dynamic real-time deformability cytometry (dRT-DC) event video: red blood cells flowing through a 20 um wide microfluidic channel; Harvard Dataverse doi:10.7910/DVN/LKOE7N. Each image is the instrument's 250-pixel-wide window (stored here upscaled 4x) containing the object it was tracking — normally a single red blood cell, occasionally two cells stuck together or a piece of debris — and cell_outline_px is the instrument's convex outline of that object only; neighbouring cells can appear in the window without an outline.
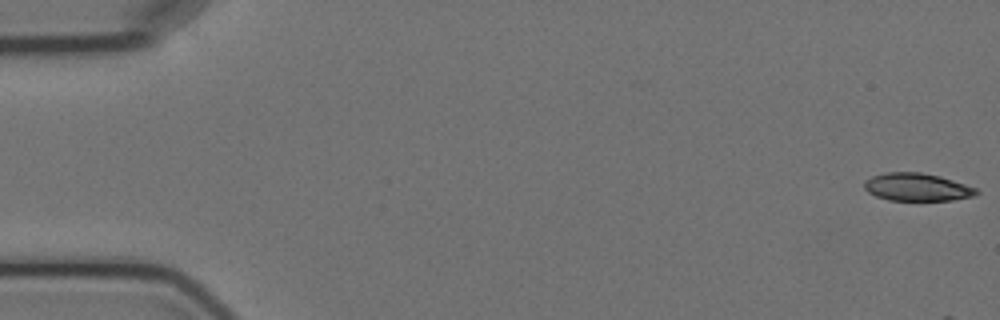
{"species": "Egyptian fruit bat (a non-hibernating species)", "species_latin": "Rousettus aegyptiacus", "temperature_condition": "cold", "stored_images_in_passage": 9, "camera_frame_rate_fps": 3000, "um_per_image_px": 0.085, "animal": {"sex": "female"}, "frame": {"image": 1, "passage_image": 1, "time_ms": 0.0, "image_size_px": [1000, 320], "cell_outline_px": [[980, 192], [972, 196], [952, 200], [888, 200], [876, 196], [868, 192], [864, 188], [864, 180], [872, 176], [884, 172], [920, 172], [940, 176], [976, 188]], "centroid_in_image_um": [77.9, 15.89], "position_along_channel_um": 7.1, "area_um2": 18.09}}
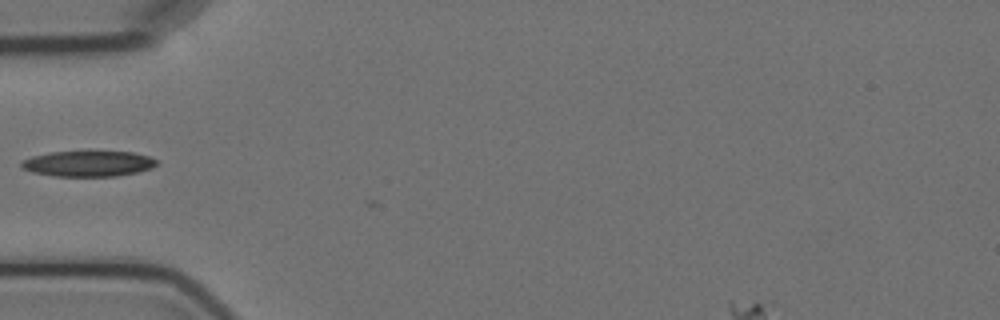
{"frame": {"image": 2, "passage_image": 6, "time_ms": 6.0, "image_size_px": [1000, 320], "cell_outline_px": [[160, 164], [152, 168], [136, 172], [116, 176], [52, 176], [32, 172], [20, 168], [20, 160], [32, 156], [52, 152], [132, 152], [148, 156], [156, 160]], "centroid_in_image_um": [7.46, 13.92], "position_along_channel_um": 77.5, "area_um2": 20.23}}
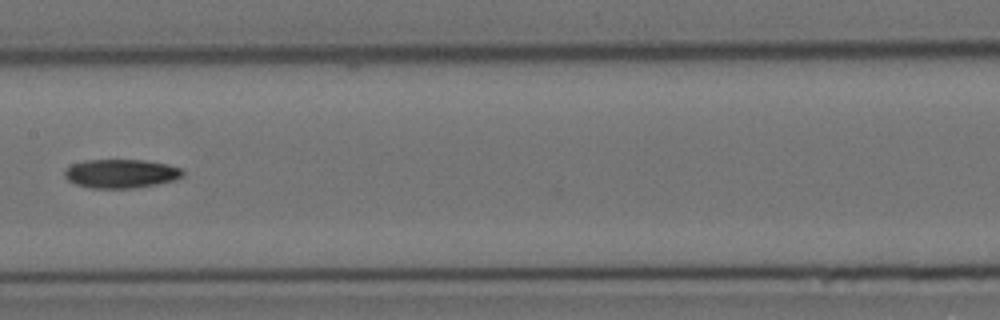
{"frame": {"image": 3, "passage_image": 9, "time_ms": 9.333, "image_size_px": [1000, 320], "cell_outline_px": [[184, 176], [176, 180], [156, 184], [132, 188], [88, 188], [76, 184], [68, 180], [64, 176], [64, 172], [72, 164], [84, 160], [144, 160], [168, 164], [184, 168]], "centroid_in_image_um": [10.33, 14.75], "position_along_channel_um": 197.1, "area_um2": 20.0}}